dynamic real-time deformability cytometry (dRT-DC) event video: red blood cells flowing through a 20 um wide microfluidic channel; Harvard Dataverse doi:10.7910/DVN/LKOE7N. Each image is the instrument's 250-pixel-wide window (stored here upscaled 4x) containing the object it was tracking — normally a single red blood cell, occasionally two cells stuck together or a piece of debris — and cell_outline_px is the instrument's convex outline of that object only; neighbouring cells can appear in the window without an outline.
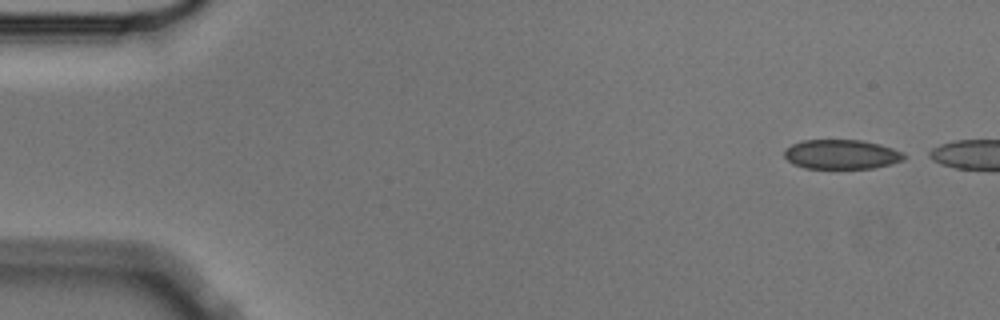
{"species": "Egyptian fruit bat (a non-hibernating species)", "species_latin": "Rousettus aegyptiacus", "temperature_condition": "cold", "stored_images_in_passage": 7, "camera_frame_rate_fps": 3000, "um_per_image_px": 0.085, "animal": {"sex": "male"}, "frame": {"image": 1, "passage_image": 1, "time_ms": 0.0, "image_size_px": [1000, 320], "cell_outline_px": [[904, 160], [892, 164], [872, 168], [804, 168], [792, 164], [784, 156], [784, 148], [792, 144], [804, 140], [860, 140], [880, 144], [904, 152]], "centroid_in_image_um": [71.51, 13.12], "position_along_channel_um": 13.5, "area_um2": 20.63}}
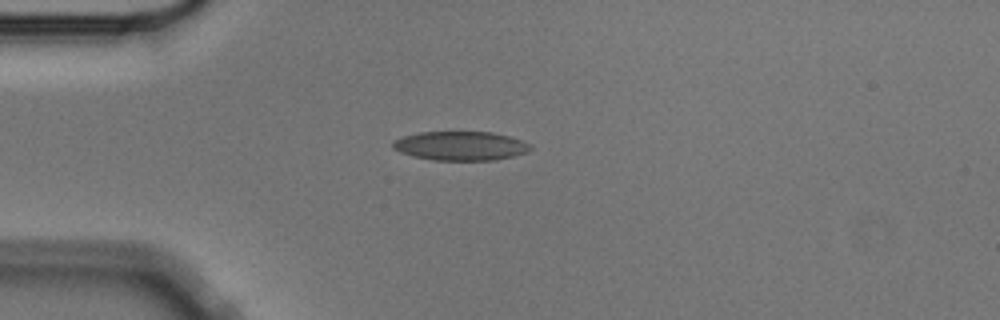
{"frame": {"image": 2, "passage_image": 5, "time_ms": 1.333, "image_size_px": [1000, 320], "cell_outline_px": [[532, 148], [528, 152], [512, 156], [492, 160], [432, 160], [412, 156], [400, 152], [392, 148], [392, 140], [404, 136], [420, 132], [492, 132], [524, 140]], "centroid_in_image_um": [39.12, 12.4], "position_along_channel_um": 45.9, "area_um2": 23.29}}
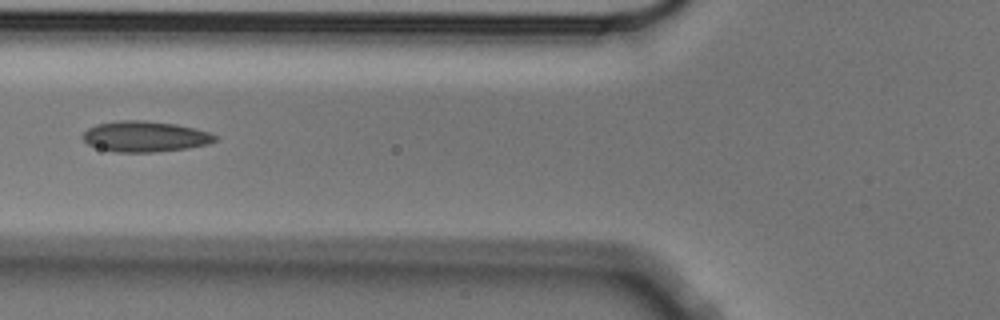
{"frame": {"image": 3, "passage_image": 7, "time_ms": 2.0, "image_size_px": [1000, 320], "cell_outline_px": [[220, 136], [216, 140], [208, 144], [188, 148], [152, 152], [116, 152], [100, 148], [88, 144], [80, 136], [88, 128], [96, 124], [120, 120], [144, 120], [176, 124], [208, 132]], "centroid_in_image_um": [12.32, 11.6], "position_along_channel_um": 113.5, "area_um2": 23.64}}